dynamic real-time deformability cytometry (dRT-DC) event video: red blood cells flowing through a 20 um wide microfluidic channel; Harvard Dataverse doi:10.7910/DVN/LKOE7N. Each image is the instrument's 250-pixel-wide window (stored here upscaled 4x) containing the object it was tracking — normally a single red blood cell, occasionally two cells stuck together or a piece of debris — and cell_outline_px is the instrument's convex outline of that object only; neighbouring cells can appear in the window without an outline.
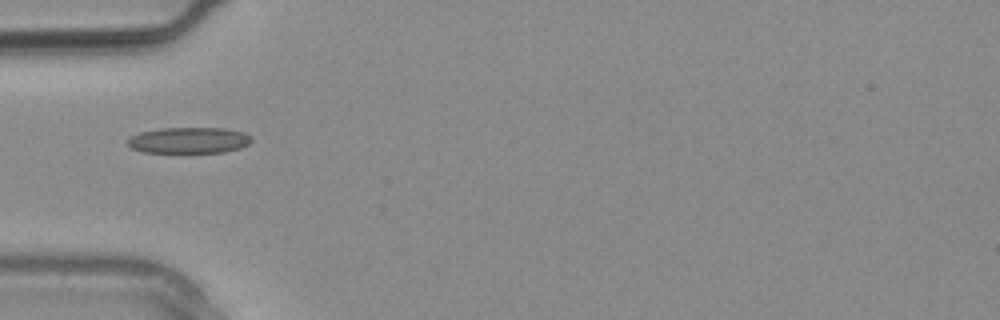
{"species": "common noctule bat (a hibernating species)", "species_latin": "Nyctalus noctula", "temperature_condition": "warm", "stored_images_in_passage": 3, "camera_frame_rate_fps": 3000, "um_per_image_px": 0.085, "animal": {"sex": "male", "body_mass_g": 20.4}, "frame": {"image": 1, "passage_image": 3, "time_ms": 0.667, "image_size_px": [1000, 320], "cell_outline_px": [[252, 140], [248, 144], [240, 148], [224, 152], [188, 156], [180, 156], [140, 152], [132, 148], [124, 140], [140, 132], [160, 128], [224, 128], [244, 132], [252, 136]], "centroid_in_image_um": [16.02, 11.99], "position_along_channel_um": 69.0, "area_um2": 20.23}}